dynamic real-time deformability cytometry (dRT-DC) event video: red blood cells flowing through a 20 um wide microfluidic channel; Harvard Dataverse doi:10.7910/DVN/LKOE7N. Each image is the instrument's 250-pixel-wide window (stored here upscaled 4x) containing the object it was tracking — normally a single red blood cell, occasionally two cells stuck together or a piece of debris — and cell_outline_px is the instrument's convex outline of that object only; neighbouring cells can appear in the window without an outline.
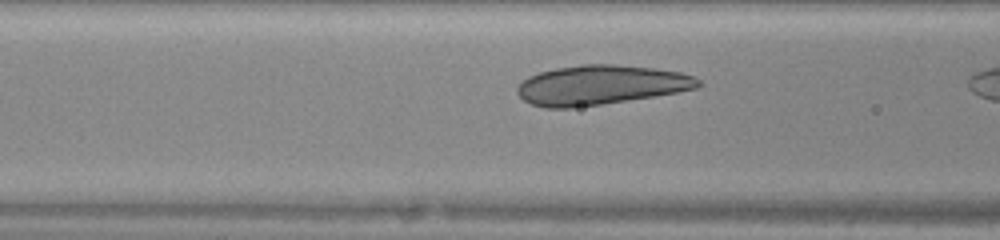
{"species": "human", "species_latin": "Homo sapiens", "temperature_condition": "warm", "stored_images_in_passage": 8, "camera_frame_rate_fps": 3000, "um_per_image_px": 0.085, "donor": {"sex": "female"}, "frame": {"image": 1, "passage_image": 6, "time_ms": 1.667, "image_size_px": [1000, 240], "cell_outline_px": [[704, 84], [696, 88], [676, 92], [652, 96], [600, 104], [572, 108], [544, 108], [532, 104], [524, 100], [516, 92], [516, 88], [528, 76], [540, 72], [556, 68], [580, 64], [612, 64], [652, 68], [680, 72], [692, 76], [700, 80]], "centroid_in_image_um": [51.03, 7.22], "position_along_channel_um": 115.6, "area_um2": 41.38}}